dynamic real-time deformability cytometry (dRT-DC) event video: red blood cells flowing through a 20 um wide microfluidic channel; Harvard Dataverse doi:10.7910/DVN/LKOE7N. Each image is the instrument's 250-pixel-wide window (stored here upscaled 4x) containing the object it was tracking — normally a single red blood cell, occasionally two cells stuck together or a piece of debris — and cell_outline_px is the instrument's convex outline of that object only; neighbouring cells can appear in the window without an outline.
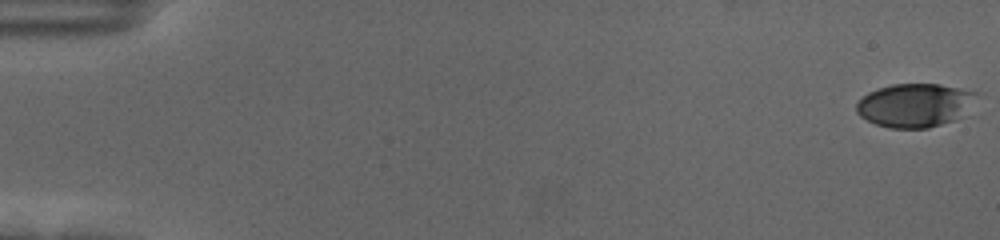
{"species": "human", "species_latin": "Homo sapiens", "temperature_condition": "cold", "stored_images_in_passage": 58, "camera_frame_rate_fps": 3000, "um_per_image_px": 0.085, "donor": {"sex": "female"}, "frame": {"image": 1, "passage_image": 1, "time_ms": 0.0, "image_size_px": [1000, 240], "cell_outline_px": [[976, 92], [968, 116], [956, 120], [928, 128], [888, 128], [876, 124], [860, 116], [856, 112], [856, 104], [868, 92], [876, 88], [892, 84], [940, 84]], "centroid_in_image_um": [77.78, 8.96], "position_along_channel_um": 7.2, "area_um2": 30.75}}
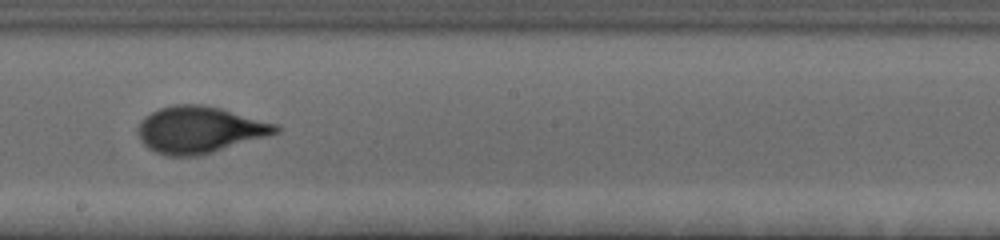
{"frame": {"image": 2, "passage_image": 34, "time_ms": 11.0, "image_size_px": [1000, 240], "cell_outline_px": [[280, 132], [268, 136], [212, 152], [196, 156], [168, 156], [156, 152], [148, 148], [140, 140], [136, 132], [136, 128], [140, 120], [144, 116], [160, 108], [172, 104], [200, 104], [220, 108], [276, 124], [280, 128]], "centroid_in_image_um": [16.91, 11.02], "position_along_channel_um": 231.3, "area_um2": 37.45}}
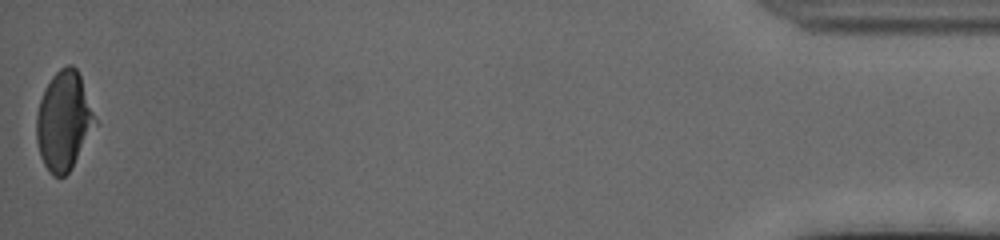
{"frame": {"image": 3, "passage_image": 58, "time_ms": 19.0, "image_size_px": [1000, 240], "cell_outline_px": [[100, 124], [72, 168], [64, 176], [52, 176], [48, 172], [40, 156], [36, 140], [36, 116], [40, 100], [44, 88], [52, 76], [60, 68], [68, 64], [72, 64], [76, 68], [80, 76]], "centroid_in_image_um": [5.47, 10.3], "position_along_channel_um": 429.7, "area_um2": 34.68}, "authors_computed_cell_mechanics": {"area_um2": 35.2869, "velocity_mm_per_s": 3.5596, "shape_relaxation_time_tau1_ms": 3.8205, "shape_relaxation_time_tau2_ms": null, "deformation_change_tau1": 0.1723, "deformation_change_tau2": null}}